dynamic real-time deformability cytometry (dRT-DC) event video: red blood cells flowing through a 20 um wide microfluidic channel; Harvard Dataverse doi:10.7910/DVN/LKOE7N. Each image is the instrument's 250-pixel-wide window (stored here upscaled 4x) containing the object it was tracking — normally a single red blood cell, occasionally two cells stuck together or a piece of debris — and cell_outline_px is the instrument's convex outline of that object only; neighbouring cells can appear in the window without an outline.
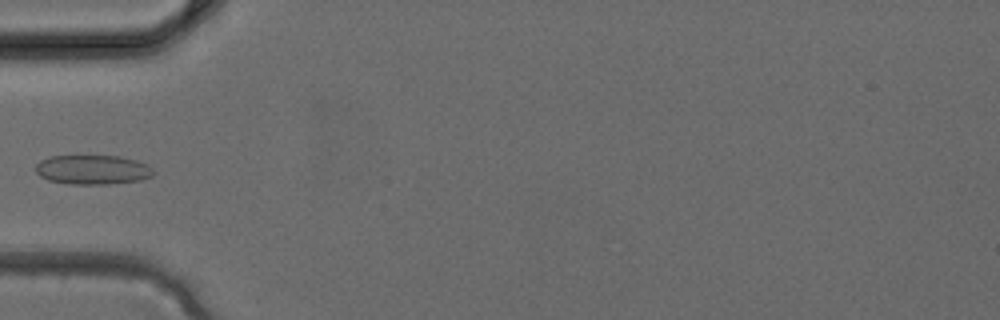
{"species": "common noctule bat (a hibernating species)", "species_latin": "Nyctalus noctula", "temperature_condition": "cold", "stored_images_in_passage": 3, "camera_frame_rate_fps": 3000, "um_per_image_px": 0.085, "animal": {"sex": "female", "body_mass_g": 24.6, "forearm_length_mm": 56.2}, "frame": {"image": 1, "passage_image": 3, "time_ms": 0.667, "image_size_px": [1000, 320], "cell_outline_px": [[156, 172], [152, 176], [140, 180], [108, 184], [68, 184], [48, 180], [40, 176], [36, 172], [36, 164], [40, 160], [48, 156], [120, 156], [136, 160], [148, 164]], "centroid_in_image_um": [7.88, 14.42], "position_along_channel_um": 77.1, "area_um2": 20.35}}